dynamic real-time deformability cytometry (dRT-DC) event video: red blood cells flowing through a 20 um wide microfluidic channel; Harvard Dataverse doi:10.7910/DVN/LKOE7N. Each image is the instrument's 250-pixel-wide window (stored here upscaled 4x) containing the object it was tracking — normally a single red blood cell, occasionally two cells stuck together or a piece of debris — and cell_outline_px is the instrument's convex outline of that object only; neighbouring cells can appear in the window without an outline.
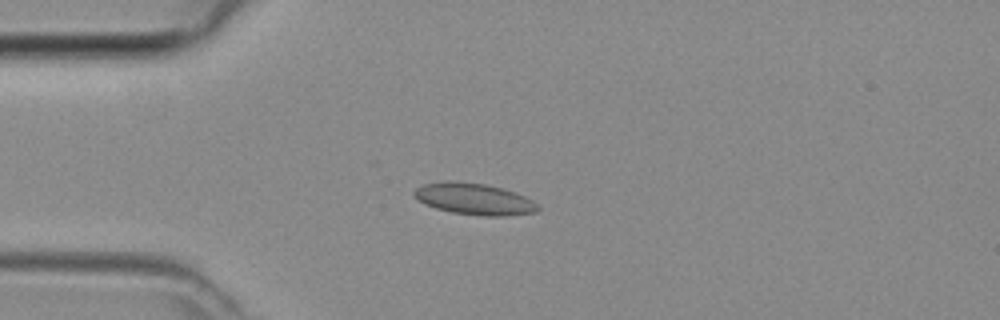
{"species": "common noctule bat (a hibernating species)", "species_latin": "Nyctalus noctula", "temperature_condition": "room temperature", "stored_images_in_passage": 43, "camera_frame_rate_fps": 3000, "um_per_image_px": 0.085, "animal": {"sex": "female", "body_mass_g": 29.2, "forearm_length_mm": 56.3}, "frame": {"image": 1, "passage_image": 9, "time_ms": 2.667, "image_size_px": [1000, 320], "cell_outline_px": [[540, 208], [536, 212], [504, 216], [484, 216], [452, 212], [436, 208], [424, 204], [412, 196], [412, 192], [416, 188], [424, 184], [440, 180], [452, 180], [484, 184], [500, 188], [524, 196], [532, 200]], "centroid_in_image_um": [40.23, 16.9], "position_along_channel_um": 44.8, "area_um2": 22.72}}
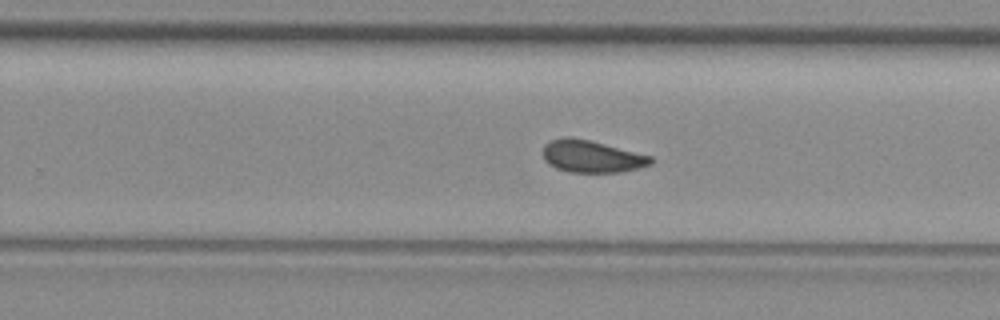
{"frame": {"image": 2, "passage_image": 26, "time_ms": 8.333, "image_size_px": [1000, 320], "cell_outline_px": [[656, 160], [652, 164], [640, 168], [620, 172], [568, 172], [556, 168], [548, 164], [544, 160], [544, 144], [552, 140], [564, 136], [568, 136], [588, 140], [652, 156]], "centroid_in_image_um": [50.31, 13.3], "position_along_channel_um": 279.5, "area_um2": 20.23}}
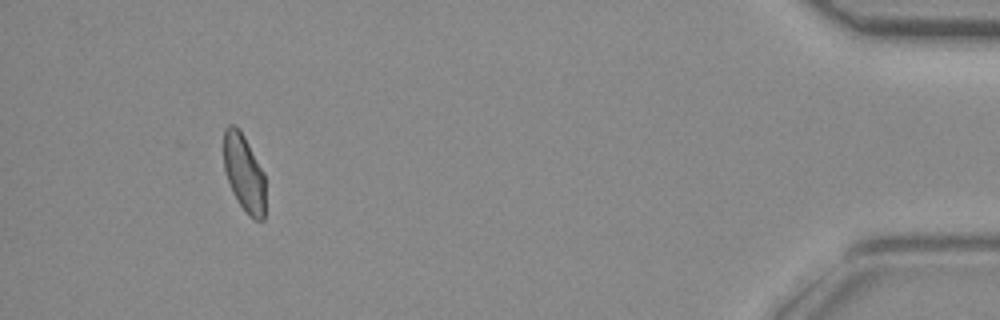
{"frame": {"image": 3, "passage_image": 40, "time_ms": 13.0, "image_size_px": [1000, 320], "cell_outline_px": [[264, 220], [256, 220], [248, 216], [240, 204], [228, 180], [224, 168], [224, 128], [228, 124], [232, 124], [244, 136], [264, 172]], "centroid_in_image_um": [20.75, 14.7], "position_along_channel_um": 414.5, "area_um2": 18.38}}